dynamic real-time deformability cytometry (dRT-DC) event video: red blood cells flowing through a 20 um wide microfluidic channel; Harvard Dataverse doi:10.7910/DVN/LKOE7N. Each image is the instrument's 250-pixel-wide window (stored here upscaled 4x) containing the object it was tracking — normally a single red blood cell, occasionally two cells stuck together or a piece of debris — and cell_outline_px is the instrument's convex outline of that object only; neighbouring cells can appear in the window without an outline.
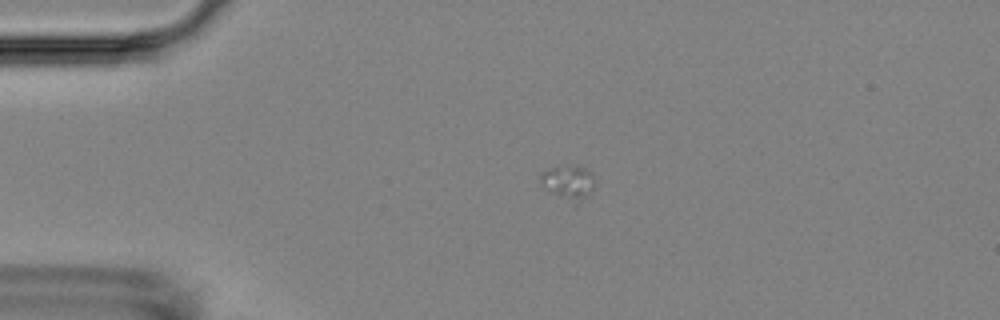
{"species": "Egyptian fruit bat (a non-hibernating species)", "species_latin": "Rousettus aegyptiacus", "temperature_condition": "room temperature", "stored_images_in_passage": 3, "camera_frame_rate_fps": 3000, "um_per_image_px": 0.085, "animal": {"sex": "female"}, "frame": {"image": 1, "passage_image": 2, "time_ms": 1.0, "image_size_px": [1000, 320], "cell_outline_px": [[592, 188], [588, 196], [576, 208], [552, 192], [540, 180], [540, 172], [552, 168], [584, 168], [592, 172]], "centroid_in_image_um": [48.34, 15.61], "position_along_channel_um": 36.7, "area_um2": 10.46}}